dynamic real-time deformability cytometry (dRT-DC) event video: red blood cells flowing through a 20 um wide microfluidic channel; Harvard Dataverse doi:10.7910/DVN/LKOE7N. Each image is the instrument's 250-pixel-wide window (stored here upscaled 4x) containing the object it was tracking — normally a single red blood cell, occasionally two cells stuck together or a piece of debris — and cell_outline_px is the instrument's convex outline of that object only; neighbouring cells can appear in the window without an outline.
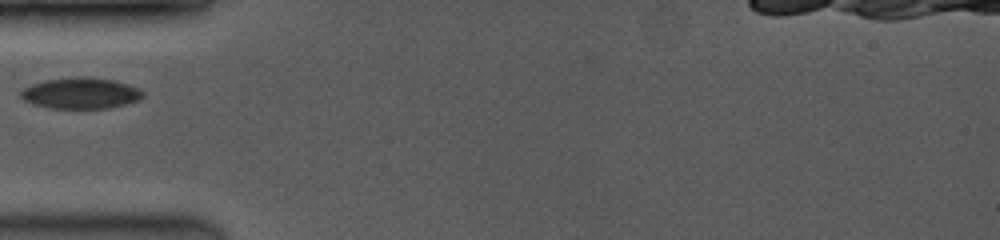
{"species": "common noctule bat (a hibernating species)", "species_latin": "Nyctalus noctula", "temperature_condition": "room temperature", "stored_images_in_passage": 7, "camera_frame_rate_fps": 3500, "um_per_image_px": 0.085, "animal": {"sex": "female", "body_mass_g": 19.0, "forearm_length_mm": 53.3}, "frame": {"image": 1, "passage_image": 1, "time_ms": 0.0, "image_size_px": [1000, 240], "cell_outline_px": [[144, 96], [136, 100], [124, 104], [108, 108], [48, 108], [32, 104], [24, 100], [20, 96], [20, 92], [24, 88], [32, 84], [44, 80], [72, 76], [84, 76], [112, 80], [128, 84], [144, 92]], "centroid_in_image_um": [6.81, 7.91], "position_along_channel_um": 78.2, "area_um2": 22.08}}